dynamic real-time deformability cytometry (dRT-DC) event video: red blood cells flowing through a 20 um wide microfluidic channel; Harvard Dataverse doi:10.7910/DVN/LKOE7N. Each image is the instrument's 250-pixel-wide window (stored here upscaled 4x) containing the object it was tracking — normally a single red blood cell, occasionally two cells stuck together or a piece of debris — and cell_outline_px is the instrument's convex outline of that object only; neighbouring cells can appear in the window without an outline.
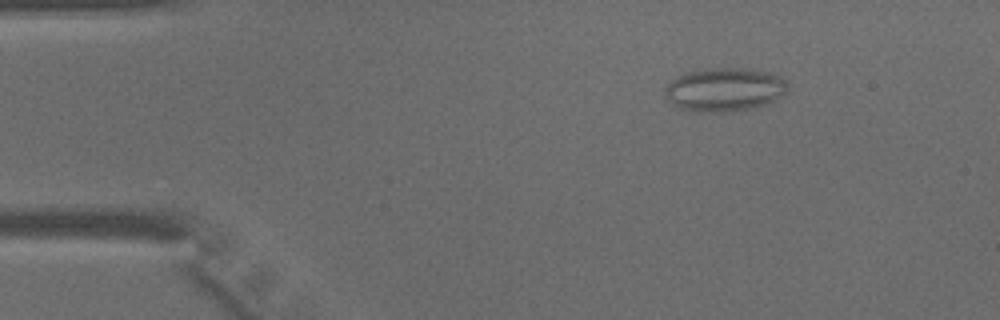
{"species": "common noctule bat (a hibernating species)", "species_latin": "Nyctalus noctula", "temperature_condition": "warm", "stored_images_in_passage": 35, "camera_frame_rate_fps": 3000, "um_per_image_px": 0.085, "animal": {"sex": "male", "body_mass_g": 15.6}, "frame": {"image": 1, "passage_image": 2, "time_ms": 0.333, "image_size_px": [1000, 320], "cell_outline_px": [[788, 92], [764, 104], [748, 108], [720, 112], [696, 112], [680, 108], [672, 104], [668, 100], [664, 92], [668, 84], [672, 80], [688, 72], [704, 68], [744, 68], [768, 72], [784, 76], [788, 84]], "centroid_in_image_um": [61.6, 7.6], "position_along_channel_um": 23.4, "area_um2": 31.04}}
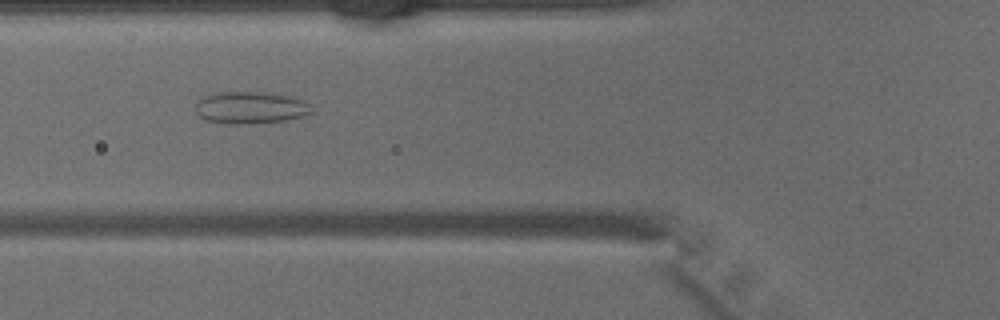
{"frame": {"image": 2, "passage_image": 12, "time_ms": 3.667, "image_size_px": [1000, 320], "cell_outline_px": [[312, 112], [304, 116], [284, 120], [236, 124], [228, 124], [208, 120], [200, 116], [196, 112], [196, 104], [200, 96], [220, 92], [264, 92], [292, 96], [308, 100]], "centroid_in_image_um": [21.31, 9.12], "position_along_channel_um": 104.5, "area_um2": 21.73}}
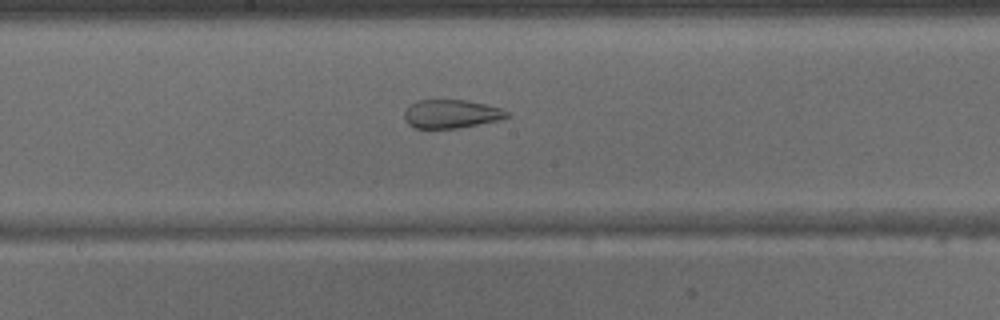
{"frame": {"image": 3, "passage_image": 19, "time_ms": 6.0, "image_size_px": [1000, 320], "cell_outline_px": [[512, 116], [496, 120], [456, 128], [416, 128], [408, 124], [404, 120], [404, 112], [408, 104], [416, 100], [464, 100], [504, 108]], "centroid_in_image_um": [38.32, 9.67], "position_along_channel_um": 209.9, "area_um2": 17.05}}